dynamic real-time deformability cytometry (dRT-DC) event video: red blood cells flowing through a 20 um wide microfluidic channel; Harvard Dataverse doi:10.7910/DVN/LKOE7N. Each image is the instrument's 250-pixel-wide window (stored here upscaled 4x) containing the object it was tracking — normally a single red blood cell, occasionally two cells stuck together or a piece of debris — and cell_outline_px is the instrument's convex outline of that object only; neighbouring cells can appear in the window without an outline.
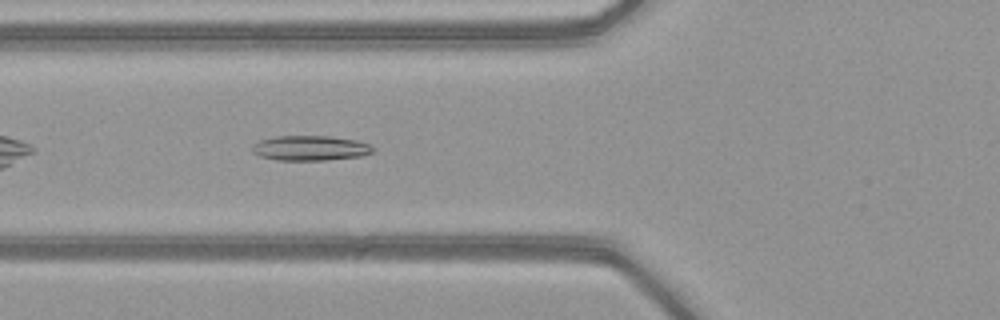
{"species": "common noctule bat (a hibernating species)", "species_latin": "Nyctalus noctula", "temperature_condition": "warm", "stored_images_in_passage": 36, "camera_frame_rate_fps": 3000, "um_per_image_px": 0.085, "animal": {"sex": "female", "body_mass_g": 21.9}, "frame": {"image": 1, "passage_image": 5, "time_ms": 1.333, "image_size_px": [1000, 320], "cell_outline_px": [[376, 148], [372, 152], [360, 156], [328, 160], [276, 160], [260, 156], [252, 152], [252, 144], [260, 140], [276, 136], [328, 136], [356, 140], [368, 144]], "centroid_in_image_um": [26.35, 12.59], "position_along_channel_um": 99.4, "area_um2": 17.57}}
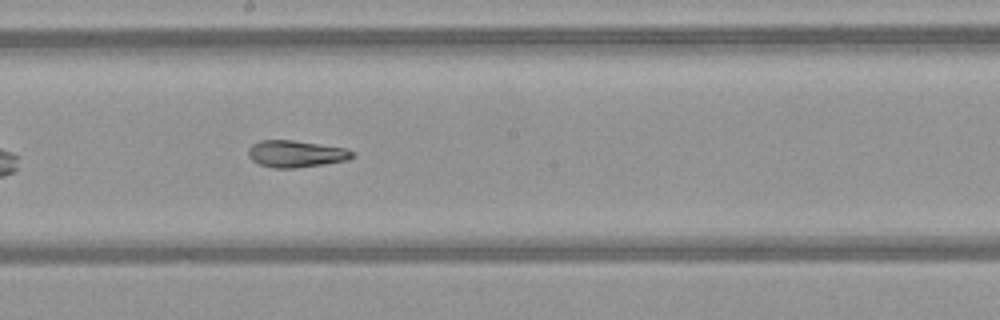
{"frame": {"image": 2, "passage_image": 14, "time_ms": 4.333, "image_size_px": [1000, 320], "cell_outline_px": [[356, 156], [348, 160], [324, 164], [296, 168], [272, 168], [260, 164], [252, 160], [248, 156], [248, 148], [252, 144], [260, 140], [292, 140], [348, 148], [356, 152]], "centroid_in_image_um": [25.2, 13.07], "position_along_channel_um": 223.0, "area_um2": 16.53}}
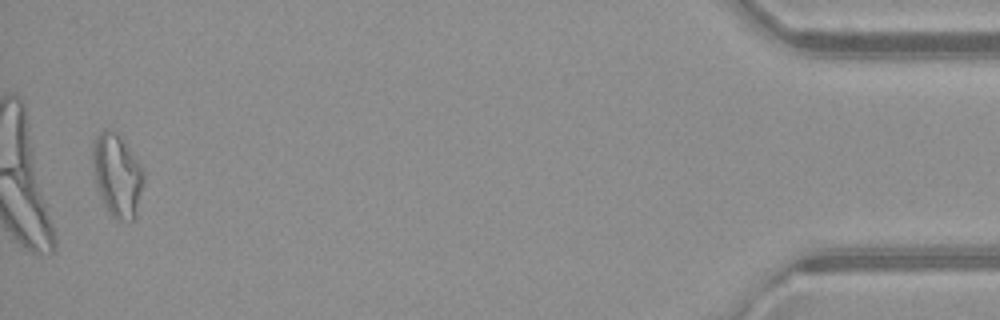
{"frame": {"image": 3, "passage_image": 35, "time_ms": 11.333, "image_size_px": [1000, 320], "cell_outline_px": [[144, 184], [136, 216], [132, 220], [116, 220], [104, 208], [96, 188], [92, 172], [92, 144], [96, 136], [104, 128], [108, 128], [116, 132], [140, 164], [144, 172]], "centroid_in_image_um": [9.92, 14.92], "position_along_channel_um": 425.3, "area_um2": 25.09}, "authors_computed_cell_mechanics": {"area_um2": 17.0799, "velocity_mm_per_s": 4.086, "shape_relaxation_time_tau1_ms": null, "shape_relaxation_time_tau2_ms": 3.9547, "deformation_change_tau1": null, "deformation_change_tau2": 0.1241}}